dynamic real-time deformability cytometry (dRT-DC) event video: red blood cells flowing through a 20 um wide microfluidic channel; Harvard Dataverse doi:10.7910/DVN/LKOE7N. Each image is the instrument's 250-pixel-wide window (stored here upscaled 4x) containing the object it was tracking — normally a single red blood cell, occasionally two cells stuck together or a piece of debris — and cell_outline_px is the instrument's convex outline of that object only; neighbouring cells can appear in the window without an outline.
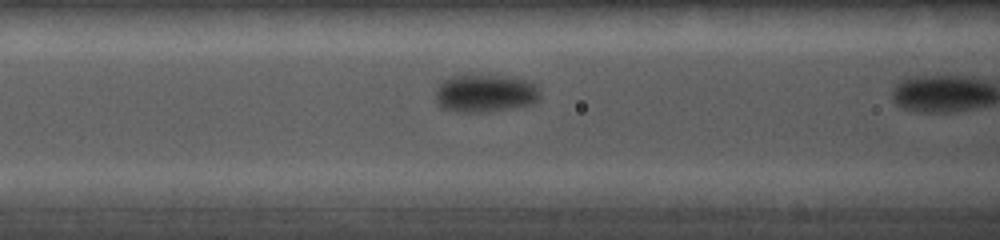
{"species": "common noctule bat (a hibernating species)", "species_latin": "Nyctalus noctula", "temperature_condition": "cold", "stored_images_in_passage": 6, "camera_frame_rate_fps": 5000, "um_per_image_px": 0.085, "animal": {"sex": "female", "body_mass_g": 19.0, "forearm_length_mm": 56.7}, "frame": {"image": 1, "passage_image": 5, "time_ms": 2.4, "image_size_px": [1000, 240], "cell_outline_px": [[540, 100], [536, 104], [488, 112], [452, 112], [440, 108], [436, 100], [436, 88], [444, 80], [452, 76], [472, 72], [476, 72], [508, 76], [524, 80], [536, 84], [540, 88]], "centroid_in_image_um": [41.25, 7.9], "position_along_channel_um": 125.3, "area_um2": 24.22}}